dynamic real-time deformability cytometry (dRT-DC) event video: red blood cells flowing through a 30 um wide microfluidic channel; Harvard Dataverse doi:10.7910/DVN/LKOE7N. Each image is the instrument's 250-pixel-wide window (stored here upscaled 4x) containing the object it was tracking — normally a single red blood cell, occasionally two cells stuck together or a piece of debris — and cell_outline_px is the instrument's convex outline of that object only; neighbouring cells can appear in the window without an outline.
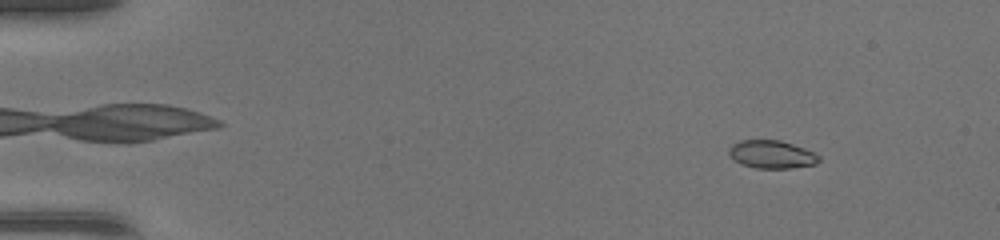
{"species": "common noctule bat (a hibernating species)", "species_latin": "Nyctalus noctula", "temperature_condition": "warm", "stored_images_in_passage": 47, "camera_frame_rate_fps": 3000, "um_per_image_px": 0.085, "animal": {"sex": "female", "body_mass_g": 17.0, "forearm_length_mm": 48.0}, "frame": {"image": 1, "passage_image": 6, "time_ms": 1.667, "image_size_px": [1000, 240], "cell_outline_px": [[820, 160], [816, 164], [792, 168], [756, 168], [740, 164], [728, 152], [728, 148], [732, 144], [740, 140], [780, 140], [804, 148], [820, 156]], "centroid_in_image_um": [65.59, 13.12], "position_along_channel_um": 19.4, "area_um2": 14.62}}
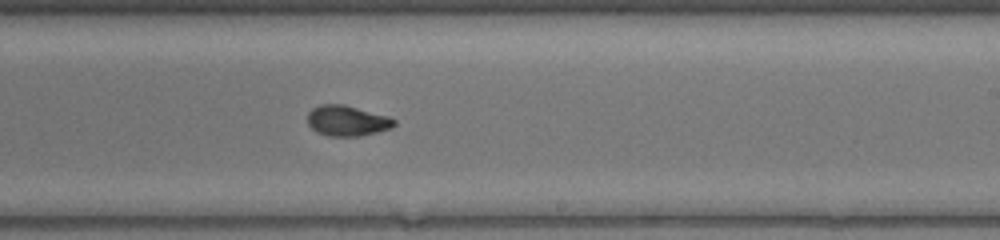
{"frame": {"image": 2, "passage_image": 30, "time_ms": 9.667, "image_size_px": [1000, 240], "cell_outline_px": [[396, 124], [392, 128], [360, 136], [328, 136], [316, 132], [308, 124], [308, 112], [312, 108], [320, 104], [344, 104], [388, 116], [396, 120]], "centroid_in_image_um": [29.5, 10.26], "position_along_channel_um": 259.5, "area_um2": 15.49}}
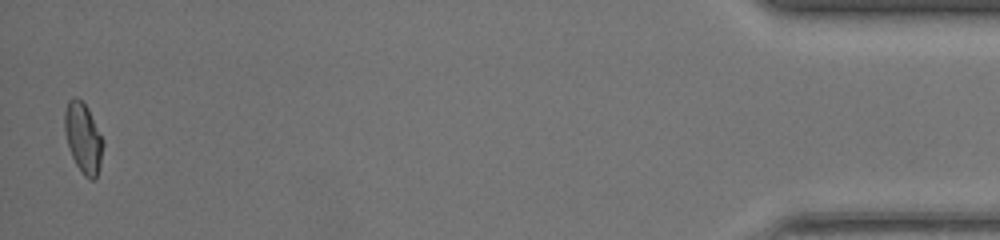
{"frame": {"image": 3, "passage_image": 47, "time_ms": 15.333, "image_size_px": [1000, 240], "cell_outline_px": [[104, 144], [100, 168], [96, 180], [88, 180], [84, 176], [76, 164], [72, 156], [68, 144], [64, 128], [64, 112], [68, 100], [72, 96], [76, 96], [88, 108], [104, 140]], "centroid_in_image_um": [7.09, 11.74], "position_along_channel_um": 428.1, "area_um2": 15.95}}